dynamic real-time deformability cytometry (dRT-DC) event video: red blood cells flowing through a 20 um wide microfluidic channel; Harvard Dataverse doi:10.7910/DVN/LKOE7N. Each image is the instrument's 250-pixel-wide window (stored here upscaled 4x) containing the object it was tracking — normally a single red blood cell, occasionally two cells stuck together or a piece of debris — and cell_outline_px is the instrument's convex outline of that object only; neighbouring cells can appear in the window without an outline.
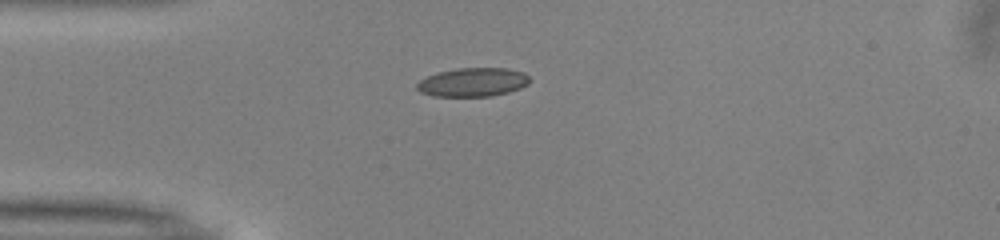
{"species": "common noctule bat (a hibernating species)", "species_latin": "Nyctalus noctula", "temperature_condition": "warm", "stored_images_in_passage": 29, "camera_frame_rate_fps": 3000, "um_per_image_px": 0.085, "animal": {"sex": "male", "body_mass_g": 13.0, "forearm_length_mm": 53.1}, "frame": {"image": 1, "passage_image": 1, "time_ms": 0.0, "image_size_px": [1000, 240], "cell_outline_px": [[528, 84], [520, 88], [508, 92], [492, 96], [432, 96], [420, 92], [416, 88], [416, 84], [420, 80], [428, 76], [440, 72], [456, 68], [508, 68], [524, 72], [528, 76]], "centroid_in_image_um": [40.18, 6.99], "position_along_channel_um": 44.8, "area_um2": 18.84}}
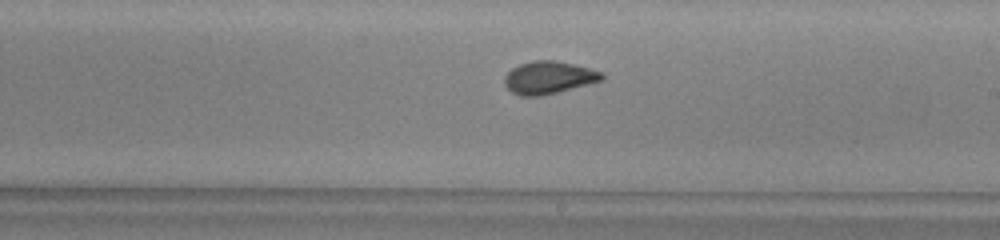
{"frame": {"image": 2, "passage_image": 17, "time_ms": 5.333, "image_size_px": [1000, 240], "cell_outline_px": [[604, 76], [600, 80], [556, 92], [540, 96], [520, 96], [512, 92], [504, 84], [504, 76], [512, 68], [520, 64], [532, 60], [556, 60], [604, 72]], "centroid_in_image_um": [46.58, 6.58], "position_along_channel_um": 242.4, "area_um2": 18.21}}
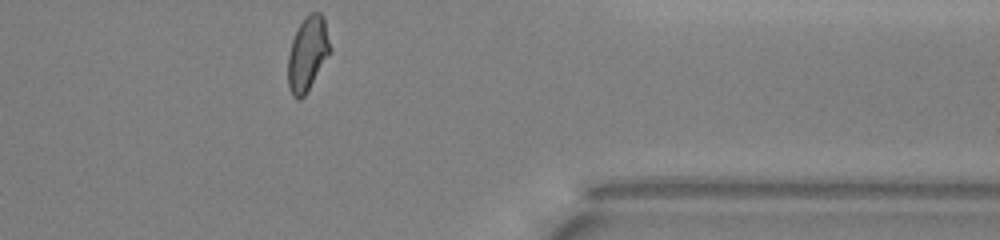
{"frame": {"image": 3, "passage_image": 29, "time_ms": 9.333, "image_size_px": [1000, 240], "cell_outline_px": [[332, 52], [304, 96], [300, 100], [296, 100], [292, 96], [288, 88], [288, 56], [292, 40], [304, 16], [312, 12], [320, 12], [324, 16], [332, 48]], "centroid_in_image_um": [26.17, 4.57], "position_along_channel_um": 385.2, "area_um2": 18.61}, "authors_computed_cell_mechanics": {"area_um2": 18.207, "velocity_mm_per_s": 4.0251, "shape_relaxation_time_tau1_ms": 7.7777, "shape_relaxation_time_tau2_ms": 1.3723, "deformation_change_tau1": 0.1702, "deformation_change_tau2": 0.0572}}